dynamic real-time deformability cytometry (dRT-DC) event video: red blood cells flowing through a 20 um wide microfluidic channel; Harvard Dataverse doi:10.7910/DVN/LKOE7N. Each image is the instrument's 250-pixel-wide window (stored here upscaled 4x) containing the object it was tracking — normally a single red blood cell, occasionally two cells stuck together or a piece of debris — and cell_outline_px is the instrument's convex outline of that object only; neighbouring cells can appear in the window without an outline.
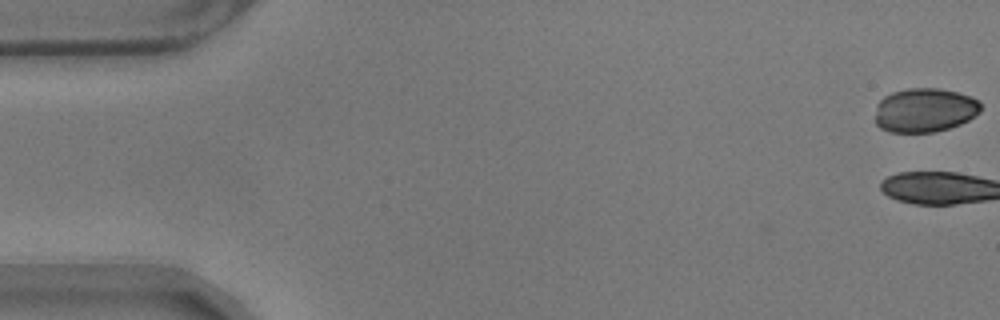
{"species": "common noctule bat (a hibernating species)", "species_latin": "Nyctalus noctula", "temperature_condition": "warm", "stored_images_in_passage": 57, "camera_frame_rate_fps": 3000, "um_per_image_px": 0.085, "animal": {"sex": "male", "body_mass_g": 17.9}, "frame": {"image": 1, "passage_image": 1, "time_ms": 0.0, "image_size_px": [1000, 320], "cell_outline_px": [[980, 112], [968, 120], [960, 124], [948, 128], [932, 132], [888, 132], [880, 128], [876, 124], [876, 104], [884, 96], [892, 92], [908, 88], [936, 88], [956, 92], [980, 100]], "centroid_in_image_um": [78.57, 9.36], "position_along_channel_um": 6.4, "area_um2": 27.11}}
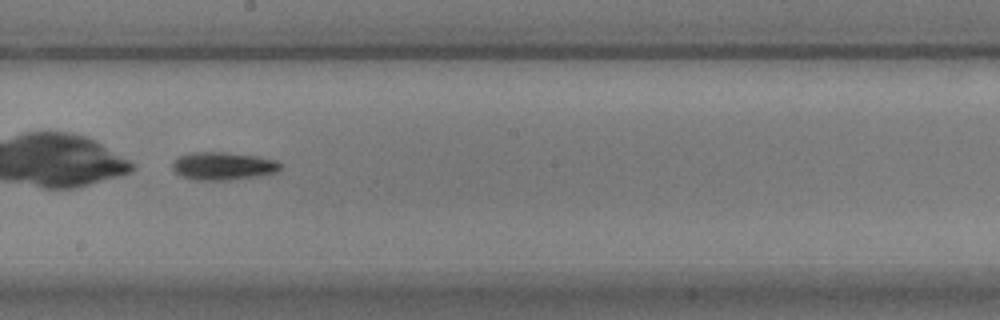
{"frame": {"image": 2, "passage_image": 33, "time_ms": 10.667, "image_size_px": [1000, 320], "cell_outline_px": [[284, 164], [276, 172], [260, 176], [228, 180], [192, 180], [180, 176], [172, 168], [172, 164], [180, 156], [192, 152], [224, 152], [256, 156], [276, 160]], "centroid_in_image_um": [18.98, 14.12], "position_along_channel_um": 229.2, "area_um2": 17.63}, "authors_computed_cell_mechanics": {"area_um2": 25.5476, "velocity_mm_per_s": 3.5276, "shape_relaxation_time_tau1_ms": 3.6067, "shape_relaxation_time_tau2_ms": null, "deformation_change_tau1": 0.1663, "deformation_change_tau2": null}}